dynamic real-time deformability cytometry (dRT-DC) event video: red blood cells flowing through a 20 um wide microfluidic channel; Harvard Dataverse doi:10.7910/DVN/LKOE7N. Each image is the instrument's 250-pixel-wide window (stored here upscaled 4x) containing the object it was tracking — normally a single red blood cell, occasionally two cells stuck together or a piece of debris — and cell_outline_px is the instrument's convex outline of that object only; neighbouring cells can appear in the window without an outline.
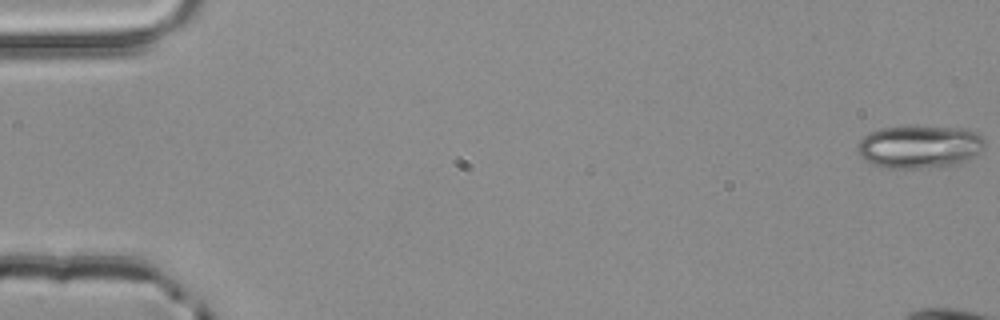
{"species": "common noctule bat (a hibernating species)", "species_latin": "Nyctalus noctula", "temperature_condition": "room temperature", "stored_images_in_passage": 6, "segment_of_instrument_passage": [1, 2], "camera_frame_rate_fps": 3000, "um_per_image_px": 0.085, "animal": {"sex": "male", "body_mass_g": 20.4}, "frame": {"image": 1, "passage_image": 1, "time_ms": 0.0, "image_size_px": [1000, 320], "cell_outline_px": [[984, 148], [980, 152], [968, 160], [952, 164], [920, 168], [880, 168], [872, 164], [860, 156], [856, 152], [856, 148], [860, 140], [864, 136], [880, 128], [912, 124], [916, 124], [964, 128], [976, 132], [984, 140]], "centroid_in_image_um": [78.13, 12.43], "position_along_channel_um": 6.9, "area_um2": 32.48}}